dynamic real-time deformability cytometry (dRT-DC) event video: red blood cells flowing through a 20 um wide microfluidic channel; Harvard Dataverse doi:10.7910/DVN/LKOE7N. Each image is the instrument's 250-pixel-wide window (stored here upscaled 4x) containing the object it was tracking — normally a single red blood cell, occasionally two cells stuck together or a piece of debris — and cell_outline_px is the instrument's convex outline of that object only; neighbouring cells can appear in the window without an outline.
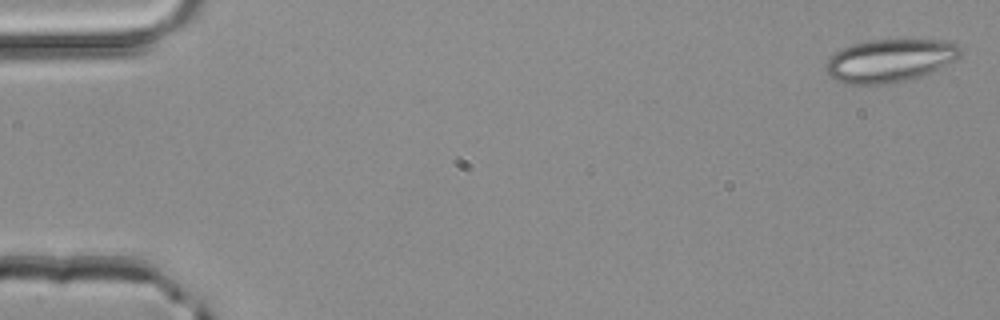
{"species": "common noctule bat (a hibernating species)", "species_latin": "Nyctalus noctula", "temperature_condition": "room temperature", "stored_images_in_passage": 50, "camera_frame_rate_fps": 3000, "um_per_image_px": 0.085, "animal": {"sex": "male", "body_mass_g": 20.4}, "frame": {"image": 1, "passage_image": 1, "time_ms": 0.0, "image_size_px": [1000, 320], "cell_outline_px": [[964, 52], [960, 56], [920, 76], [904, 80], [880, 84], [848, 84], [836, 80], [828, 76], [824, 68], [824, 64], [840, 48], [852, 44], [868, 40], [944, 40], [960, 44], [964, 48]], "centroid_in_image_um": [75.61, 5.12], "position_along_channel_um": 9.4, "area_um2": 33.52}}
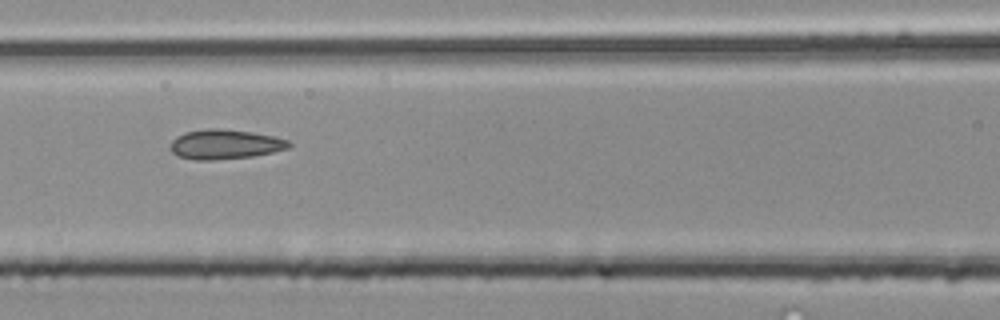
{"frame": {"image": 2, "passage_image": 22, "time_ms": 7.0, "image_size_px": [1000, 320], "cell_outline_px": [[292, 144], [288, 148], [272, 152], [252, 156], [212, 160], [196, 160], [180, 156], [172, 152], [172, 140], [176, 136], [184, 132], [208, 128], [220, 128], [252, 132], [272, 136], [288, 140]], "centroid_in_image_um": [19.12, 12.25], "position_along_channel_um": 147.5, "area_um2": 20.29}}
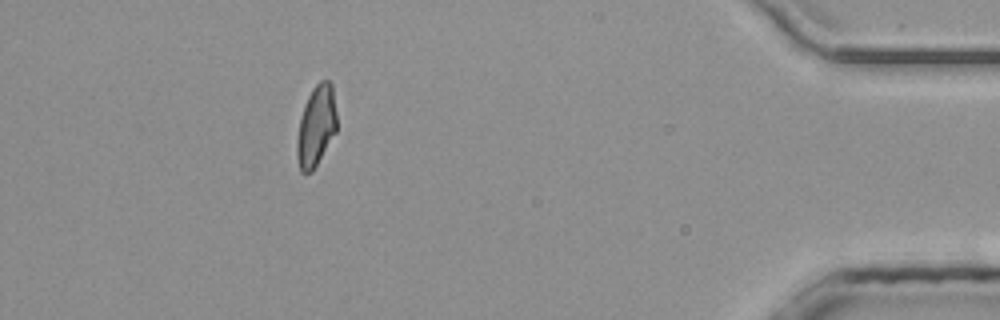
{"frame": {"image": 3, "passage_image": 45, "time_ms": 14.667, "image_size_px": [1000, 320], "cell_outline_px": [[336, 132], [312, 172], [300, 172], [296, 156], [296, 140], [300, 120], [304, 104], [312, 88], [320, 80], [328, 80], [332, 84], [336, 112]], "centroid_in_image_um": [26.86, 10.71], "position_along_channel_um": 408.3, "area_um2": 18.79}, "authors_computed_cell_mechanics": {"area_um2": 19.9121, "velocity_mm_per_s": 4.1406, "shape_relaxation_time_tau1_ms": null, "shape_relaxation_time_tau2_ms": 1.8224, "deformation_change_tau1": null, "deformation_change_tau2": 0.092}}